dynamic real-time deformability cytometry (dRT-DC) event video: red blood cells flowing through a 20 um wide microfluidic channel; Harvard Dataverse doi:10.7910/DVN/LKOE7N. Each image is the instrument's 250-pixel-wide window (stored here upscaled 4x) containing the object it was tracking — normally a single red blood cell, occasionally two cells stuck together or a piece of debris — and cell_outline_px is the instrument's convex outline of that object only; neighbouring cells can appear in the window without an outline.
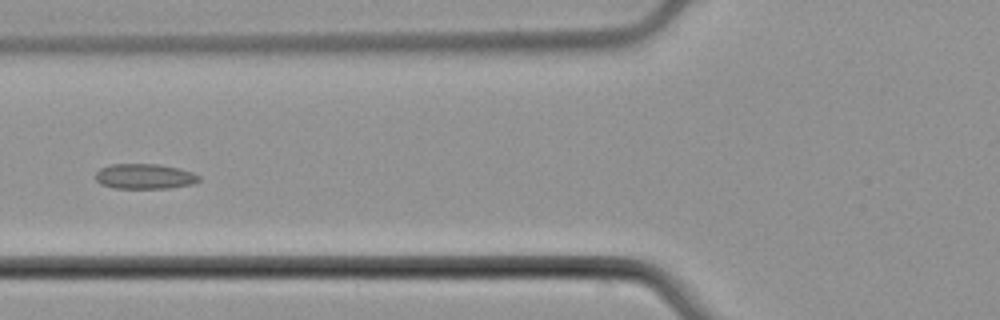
{"species": "common noctule bat (a hibernating species)", "species_latin": "Nyctalus noctula", "temperature_condition": "cold", "stored_images_in_passage": 8, "camera_frame_rate_fps": 3000, "um_per_image_px": 0.085, "animal": {"sex": "male", "body_mass_g": 21.5, "forearm_length_mm": 52.0}, "frame": {"image": 1, "passage_image": 5, "time_ms": 6.0, "image_size_px": [1000, 320], "cell_outline_px": [[200, 180], [196, 184], [168, 188], [116, 188], [100, 184], [96, 180], [96, 172], [100, 168], [112, 164], [156, 164], [180, 168], [192, 172], [200, 176]], "centroid_in_image_um": [12.32, 14.99], "position_along_channel_um": 113.5, "area_um2": 15.26}}
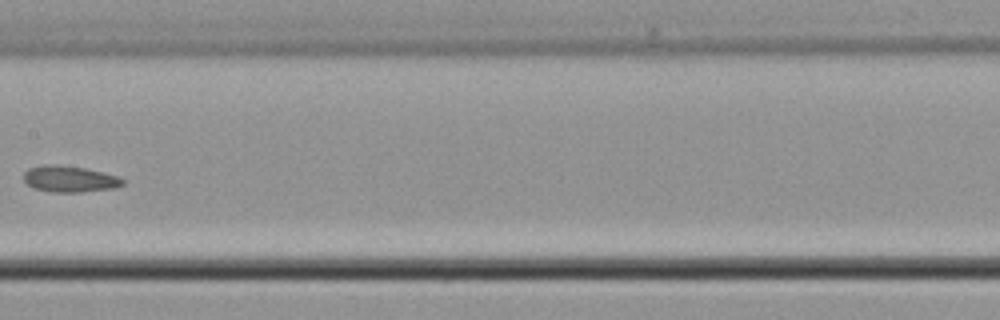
{"frame": {"image": 2, "passage_image": 7, "time_ms": 8.333, "image_size_px": [1000, 320], "cell_outline_px": [[124, 184], [116, 188], [84, 192], [52, 192], [32, 188], [24, 180], [24, 172], [28, 168], [44, 164], [56, 164], [88, 168], [116, 176], [124, 180]], "centroid_in_image_um": [5.91, 15.21], "position_along_channel_um": 201.5, "area_um2": 15.37}}
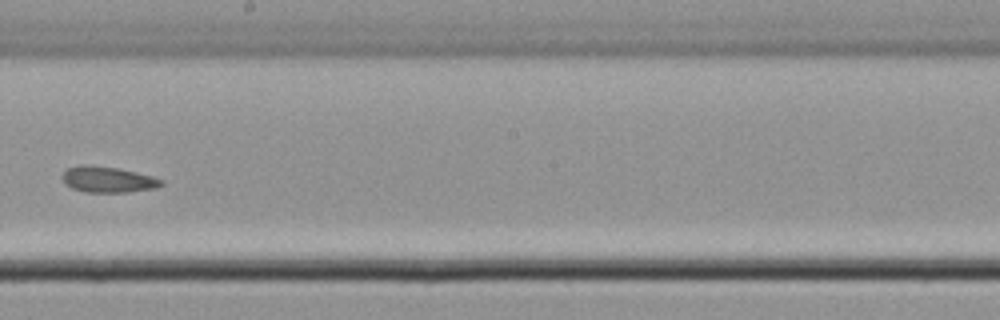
{"frame": {"image": 3, "passage_image": 8, "time_ms": 9.333, "image_size_px": [1000, 320], "cell_outline_px": [[164, 184], [156, 188], [128, 192], [84, 192], [72, 188], [64, 184], [60, 176], [68, 168], [84, 164], [116, 168], [152, 176], [164, 180]], "centroid_in_image_um": [9.15, 15.27], "position_along_channel_um": 239.1, "area_um2": 14.97}}